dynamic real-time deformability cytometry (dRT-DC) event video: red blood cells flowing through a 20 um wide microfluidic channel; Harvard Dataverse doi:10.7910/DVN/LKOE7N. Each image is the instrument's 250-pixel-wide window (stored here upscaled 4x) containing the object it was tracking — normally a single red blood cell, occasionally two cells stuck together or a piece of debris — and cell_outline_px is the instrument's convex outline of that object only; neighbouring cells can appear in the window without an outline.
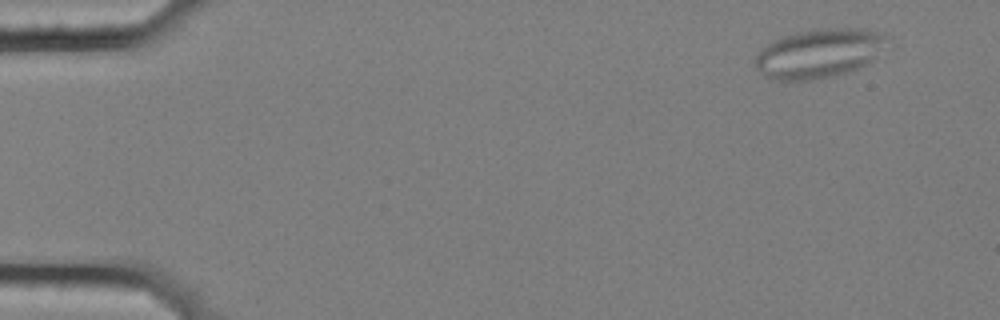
{"species": "common noctule bat (a hibernating species)", "species_latin": "Nyctalus noctula", "temperature_condition": "cold", "stored_images_in_passage": 58, "segment_of_instrument_passage": [1, 2], "camera_frame_rate_fps": 3000, "um_per_image_px": 0.085, "animal": {"sex": "female", "body_mass_g": 25.1}, "frame": {"image": 1, "passage_image": 5, "time_ms": 1.333, "image_size_px": [1000, 320], "cell_outline_px": [[892, 48], [864, 64], [848, 72], [832, 76], [812, 80], [772, 80], [764, 76], [756, 68], [752, 60], [768, 44], [784, 36], [796, 32], [820, 28], [856, 28], [876, 32], [888, 36]], "centroid_in_image_um": [69.68, 4.53], "position_along_channel_um": 15.3, "area_um2": 38.09}}